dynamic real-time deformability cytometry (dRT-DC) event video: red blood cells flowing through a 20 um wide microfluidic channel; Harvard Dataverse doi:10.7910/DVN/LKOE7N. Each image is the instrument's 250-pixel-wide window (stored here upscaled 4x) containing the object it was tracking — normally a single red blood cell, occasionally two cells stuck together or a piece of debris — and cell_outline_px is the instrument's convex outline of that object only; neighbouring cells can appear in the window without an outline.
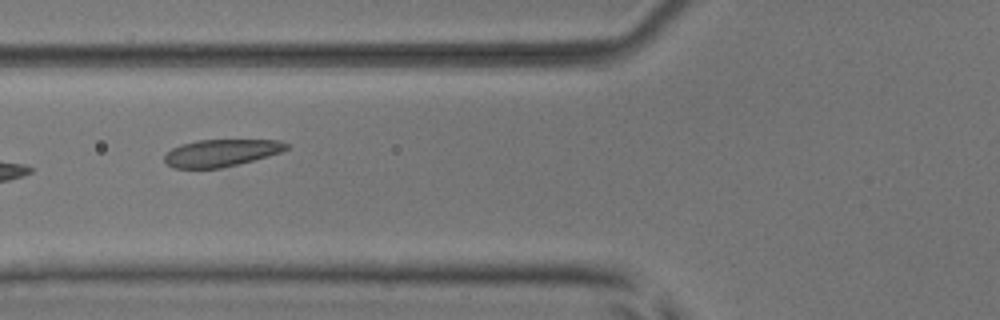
{"species": "common noctule bat (a hibernating species)", "species_latin": "Nyctalus noctula", "temperature_condition": "room temperature", "stored_images_in_passage": 9, "camera_frame_rate_fps": 3000, "um_per_image_px": 0.085, "animal": {"sex": "male", "body_mass_g": 17.9, "forearm_length_mm": 54.2}, "frame": {"image": 1, "passage_image": 8, "time_ms": 9.0, "image_size_px": [1000, 320], "cell_outline_px": [[288, 148], [280, 152], [268, 156], [220, 168], [172, 168], [164, 160], [164, 156], [172, 148], [180, 144], [196, 140], [280, 140], [288, 144]], "centroid_in_image_um": [18.77, 12.99], "position_along_channel_um": 107.0, "area_um2": 19.13}}
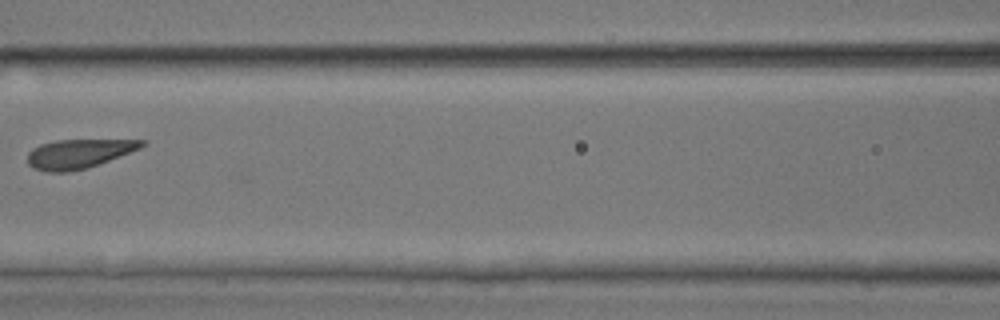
{"frame": {"image": 2, "passage_image": 9, "time_ms": 10.333, "image_size_px": [1000, 320], "cell_outline_px": [[148, 144], [140, 148], [108, 160], [84, 168], [68, 172], [44, 172], [32, 168], [28, 164], [28, 152], [32, 148], [40, 144], [56, 140], [148, 140]], "centroid_in_image_um": [6.64, 13.06], "position_along_channel_um": 160.0, "area_um2": 19.25}}